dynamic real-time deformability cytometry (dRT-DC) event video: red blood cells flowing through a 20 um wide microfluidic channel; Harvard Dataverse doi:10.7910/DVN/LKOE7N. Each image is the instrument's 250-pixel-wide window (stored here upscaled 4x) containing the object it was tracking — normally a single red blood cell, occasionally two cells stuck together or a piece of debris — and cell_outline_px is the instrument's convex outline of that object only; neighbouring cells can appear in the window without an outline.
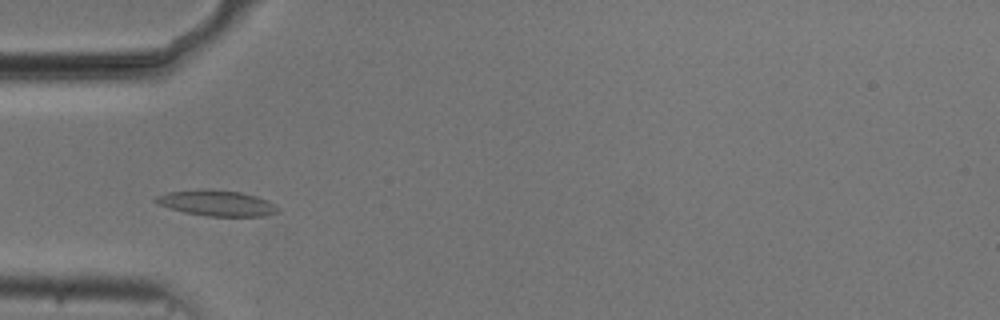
{"species": "common noctule bat (a hibernating species)", "species_latin": "Nyctalus noctula", "temperature_condition": "cold", "stored_images_in_passage": 50, "camera_frame_rate_fps": 3000, "um_per_image_px": 0.085, "animal": {"sex": "male", "body_mass_g": 20.5, "forearm_length_mm": 52.5}, "frame": {"image": 1, "passage_image": 13, "time_ms": 4.0, "image_size_px": [1000, 320], "cell_outline_px": [[280, 212], [264, 216], [208, 216], [184, 212], [160, 204], [156, 200], [156, 196], [168, 192], [204, 188], [208, 188], [240, 192], [256, 196], [280, 208]], "centroid_in_image_um": [18.45, 17.25], "position_along_channel_um": 66.5, "area_um2": 18.09}}
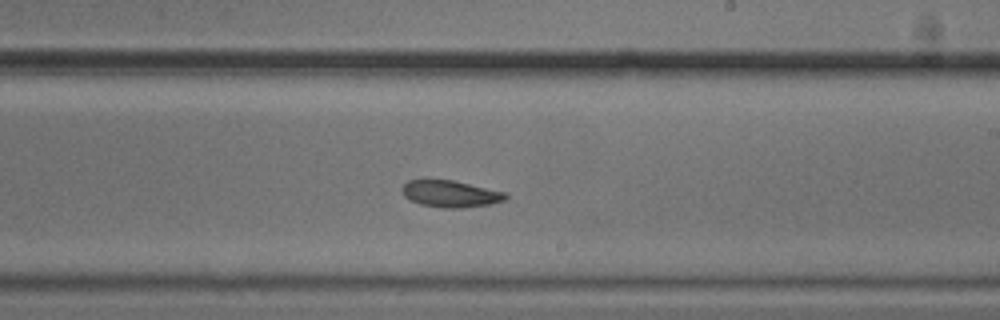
{"frame": {"image": 2, "passage_image": 28, "time_ms": 9.0, "image_size_px": [1000, 320], "cell_outline_px": [[508, 196], [504, 200], [488, 204], [460, 208], [440, 208], [420, 204], [404, 196], [404, 184], [408, 180], [452, 180], [508, 192]], "centroid_in_image_um": [38.34, 16.47], "position_along_channel_um": 250.7, "area_um2": 15.95}}
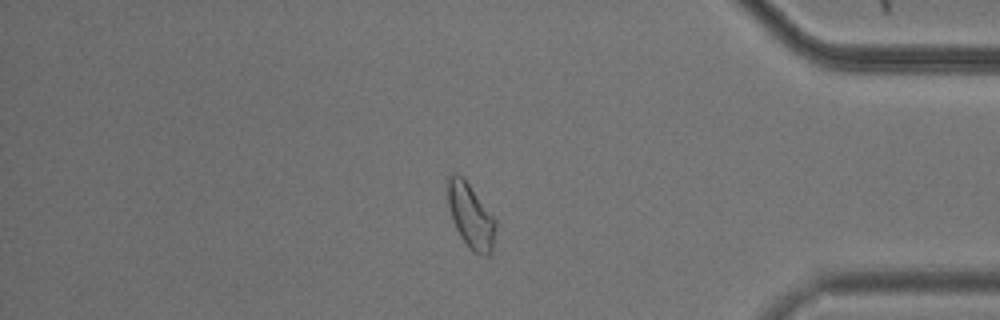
{"frame": {"image": 3, "passage_image": 42, "time_ms": 13.667, "image_size_px": [1000, 320], "cell_outline_px": [[496, 228], [492, 252], [488, 256], [484, 256], [468, 248], [460, 236], [456, 228], [448, 204], [448, 176], [452, 172], [456, 172], [464, 176], [496, 220]], "centroid_in_image_um": [40.02, 18.33], "position_along_channel_um": 395.2, "area_um2": 18.15}, "authors_computed_cell_mechanics": {"area_um2": 16.9643, "velocity_mm_per_s": 3.6873, "shape_relaxation_time_tau1_ms": 9.5917, "shape_relaxation_time_tau2_ms": 6.9902, "deformation_change_tau1": 0.1491, "deformation_change_tau2": 0.1402}}